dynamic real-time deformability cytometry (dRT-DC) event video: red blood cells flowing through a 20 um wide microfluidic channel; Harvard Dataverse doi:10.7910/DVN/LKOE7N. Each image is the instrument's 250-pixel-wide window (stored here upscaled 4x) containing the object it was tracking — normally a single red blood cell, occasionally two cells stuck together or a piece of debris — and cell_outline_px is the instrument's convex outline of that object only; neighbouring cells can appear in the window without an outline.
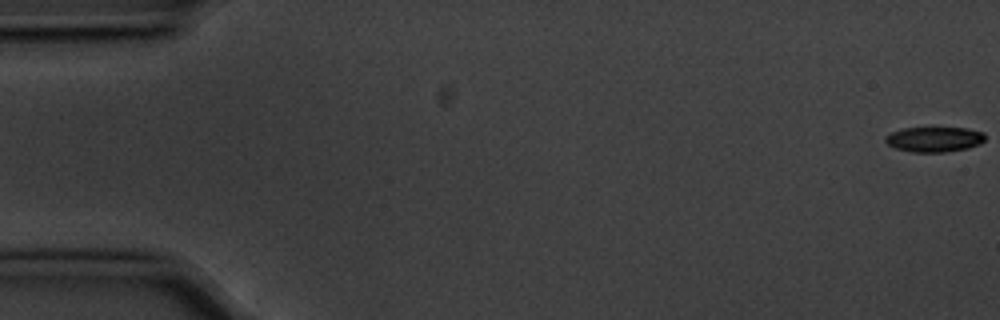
{"species": "common noctule bat (a hibernating species)", "species_latin": "Nyctalus noctula", "temperature_condition": "cold", "stored_images_in_passage": 56, "camera_frame_rate_fps": 3000, "um_per_image_px": 0.085, "animal": {"sex": "male", "body_mass_g": 20.1, "forearm_length_mm": 53.5}, "frame": {"image": 1, "passage_image": 1, "time_ms": 0.0, "image_size_px": [1000, 320], "cell_outline_px": [[984, 140], [980, 144], [968, 148], [944, 152], [916, 152], [896, 148], [888, 144], [884, 140], [892, 132], [900, 128], [968, 128], [984, 132]], "centroid_in_image_um": [79.45, 11.83], "position_along_channel_um": 5.6, "area_um2": 14.45}}
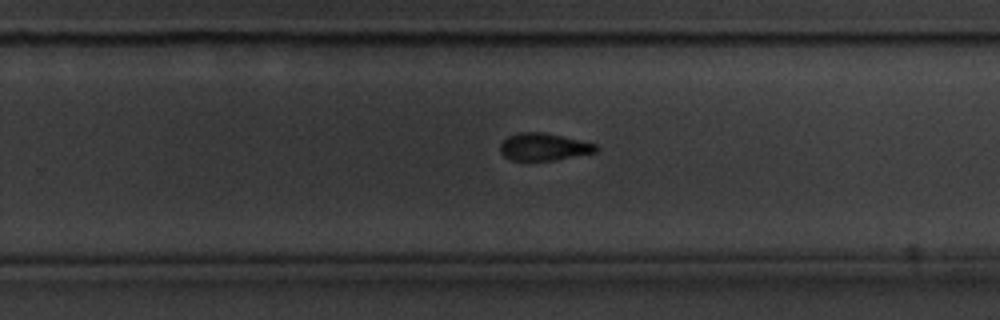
{"frame": {"image": 2, "passage_image": 36, "time_ms": 11.667, "image_size_px": [1000, 320], "cell_outline_px": [[600, 148], [596, 152], [552, 160], [512, 160], [504, 156], [500, 152], [500, 144], [508, 136], [520, 132], [544, 132], [596, 144]], "centroid_in_image_um": [46.21, 12.48], "position_along_channel_um": 283.6, "area_um2": 15.09}}
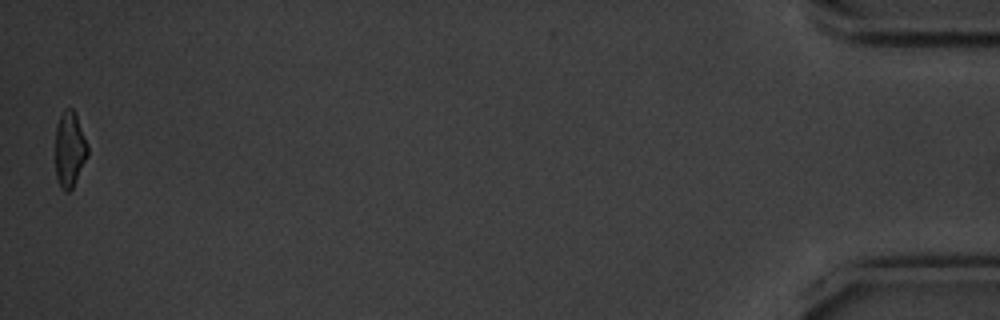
{"frame": {"image": 3, "passage_image": 56, "time_ms": 18.333, "image_size_px": [1000, 320], "cell_outline_px": [[88, 156], [72, 188], [68, 192], [64, 192], [60, 188], [56, 176], [56, 128], [60, 116], [64, 108], [72, 108], [76, 112], [88, 144]], "centroid_in_image_um": [5.93, 12.68], "position_along_channel_um": 429.3, "area_um2": 14.39}, "authors_computed_cell_mechanics": {"area_um2": 15.9528, "velocity_mm_per_s": 3.595, "shape_relaxation_time_tau1_ms": 3.1936, "shape_relaxation_time_tau2_ms": 5.9804, "deformation_change_tau1": 0.11, "deformation_change_tau2": 0.1462}}